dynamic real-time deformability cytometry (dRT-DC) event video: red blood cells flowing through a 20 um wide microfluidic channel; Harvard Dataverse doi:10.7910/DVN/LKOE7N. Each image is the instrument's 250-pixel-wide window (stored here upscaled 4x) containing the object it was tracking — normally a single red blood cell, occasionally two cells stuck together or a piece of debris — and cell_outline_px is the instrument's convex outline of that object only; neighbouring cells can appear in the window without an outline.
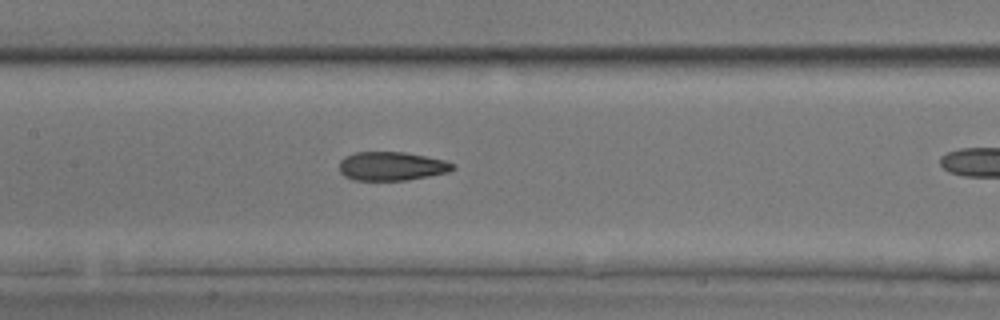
{"species": "common noctule bat (a hibernating species)", "species_latin": "Nyctalus noctula", "temperature_condition": "room temperature", "stored_images_in_passage": 41, "camera_frame_rate_fps": 3000, "um_per_image_px": 0.085, "animal": {"sex": "male", "body_mass_g": 17.9, "forearm_length_mm": 54.2}, "frame": {"image": 1, "passage_image": 24, "time_ms": 7.667, "image_size_px": [1000, 320], "cell_outline_px": [[456, 168], [448, 172], [408, 180], [356, 180], [344, 176], [340, 172], [340, 160], [344, 156], [356, 152], [404, 152], [444, 160], [456, 164]], "centroid_in_image_um": [33.29, 14.12], "position_along_channel_um": 174.1, "area_um2": 19.02}}